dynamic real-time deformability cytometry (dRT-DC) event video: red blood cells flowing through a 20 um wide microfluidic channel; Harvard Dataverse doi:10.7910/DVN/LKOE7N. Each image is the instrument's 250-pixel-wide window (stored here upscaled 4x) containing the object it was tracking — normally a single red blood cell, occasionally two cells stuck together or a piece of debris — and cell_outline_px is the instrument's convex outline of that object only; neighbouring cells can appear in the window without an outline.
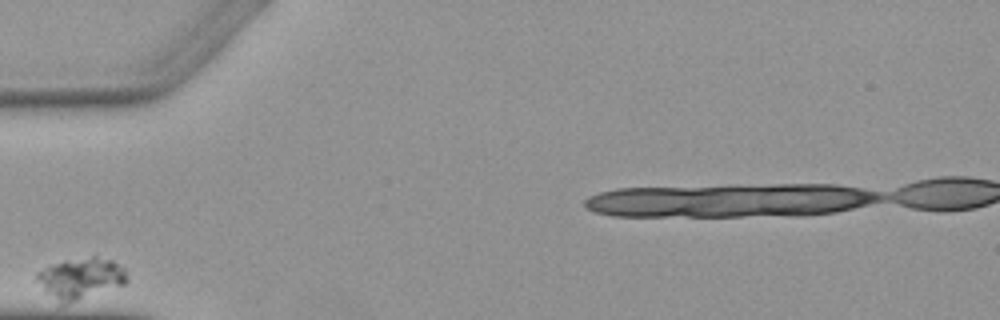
{"species": "Egyptian fruit bat (a non-hibernating species)", "species_latin": "Rousettus aegyptiacus", "temperature_condition": "warm", "stored_images_in_passage": 1, "camera_frame_rate_fps": 3000, "um_per_image_px": 0.085, "animal": {"sex": "female"}, "frame": {"image": 1, "passage_image": 1, "time_ms": 0.0, "image_size_px": [1000, 320], "cell_outline_px": [[128, 280], [124, 284], [68, 304], [60, 304], [36, 280], [36, 272], [52, 264], [64, 260], [92, 256], [96, 256], [112, 260], [128, 268]], "centroid_in_image_um": [6.91, 23.63], "position_along_channel_um": 78.1, "area_um2": 21.68}}